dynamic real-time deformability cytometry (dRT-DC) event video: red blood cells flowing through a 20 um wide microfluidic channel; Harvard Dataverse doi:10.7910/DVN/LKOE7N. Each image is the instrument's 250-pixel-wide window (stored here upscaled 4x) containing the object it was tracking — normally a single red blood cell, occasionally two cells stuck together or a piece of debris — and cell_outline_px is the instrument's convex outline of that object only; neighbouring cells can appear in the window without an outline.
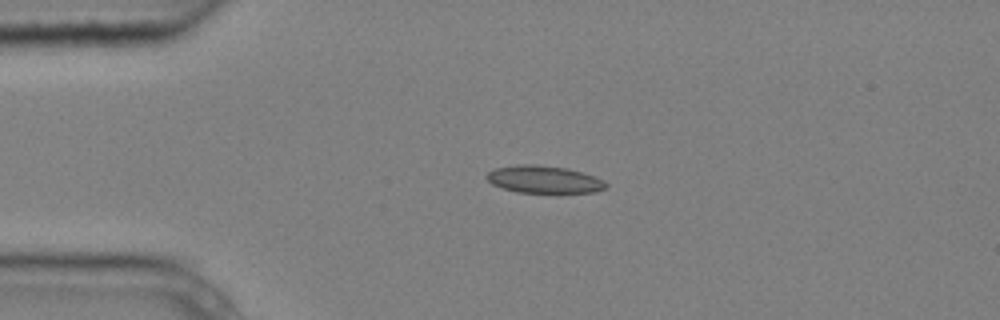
{"species": "common noctule bat (a hibernating species)", "species_latin": "Nyctalus noctula", "temperature_condition": "cold", "stored_images_in_passage": 4, "camera_frame_rate_fps": 3000, "um_per_image_px": 0.085, "animal": {"sex": "male", "body_mass_g": 20.4}, "frame": {"image": 1, "passage_image": 3, "time_ms": 0.667, "image_size_px": [1000, 320], "cell_outline_px": [[608, 188], [596, 192], [516, 192], [492, 184], [484, 176], [492, 168], [516, 164], [536, 164], [568, 168], [584, 172], [604, 180], [608, 184]], "centroid_in_image_um": [46.24, 15.23], "position_along_channel_um": 38.8, "area_um2": 19.31}}